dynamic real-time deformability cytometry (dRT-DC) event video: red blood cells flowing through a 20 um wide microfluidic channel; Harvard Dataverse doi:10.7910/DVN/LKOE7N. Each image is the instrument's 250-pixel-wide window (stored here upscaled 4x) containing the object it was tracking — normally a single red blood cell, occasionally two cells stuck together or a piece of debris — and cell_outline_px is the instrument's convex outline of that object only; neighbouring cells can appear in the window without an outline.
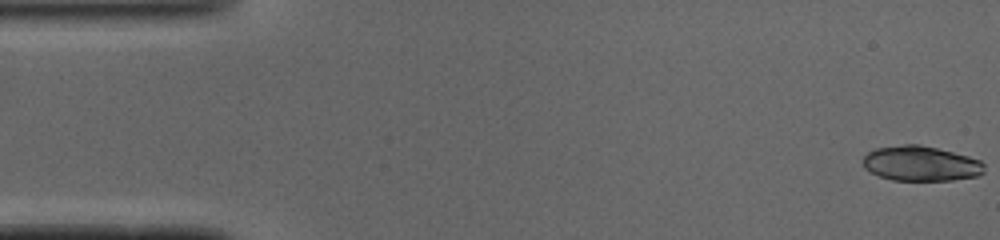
{"species": "common noctule bat (a hibernating species)", "species_latin": "Nyctalus noctula", "temperature_condition": "cold", "stored_images_in_passage": 48, "camera_frame_rate_fps": 3000, "um_per_image_px": 0.085, "animal": {"sex": "male", "body_mass_g": 19.0, "forearm_length_mm": 50.8}, "frame": {"image": 1, "passage_image": 1, "time_ms": 0.0, "image_size_px": [1000, 240], "cell_outline_px": [[984, 172], [980, 176], [952, 180], [892, 180], [880, 176], [864, 168], [864, 156], [868, 152], [876, 148], [904, 144], [920, 144], [968, 156], [980, 160], [984, 164]], "centroid_in_image_um": [78.29, 13.9], "position_along_channel_um": 6.7, "area_um2": 24.68}}
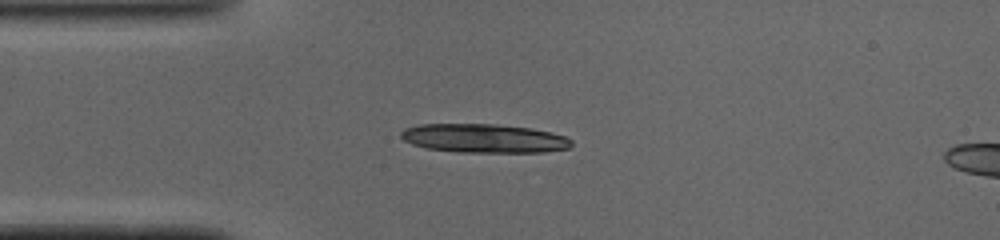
{"frame": {"image": 2, "passage_image": 12, "time_ms": 3.667, "image_size_px": [1000, 240], "cell_outline_px": [[572, 144], [568, 148], [544, 152], [456, 152], [428, 148], [412, 144], [404, 140], [400, 136], [400, 132], [404, 128], [420, 124], [496, 124], [528, 128], [552, 132], [564, 136], [572, 140]], "centroid_in_image_um": [41.12, 11.76], "position_along_channel_um": 43.9, "area_um2": 28.61}}